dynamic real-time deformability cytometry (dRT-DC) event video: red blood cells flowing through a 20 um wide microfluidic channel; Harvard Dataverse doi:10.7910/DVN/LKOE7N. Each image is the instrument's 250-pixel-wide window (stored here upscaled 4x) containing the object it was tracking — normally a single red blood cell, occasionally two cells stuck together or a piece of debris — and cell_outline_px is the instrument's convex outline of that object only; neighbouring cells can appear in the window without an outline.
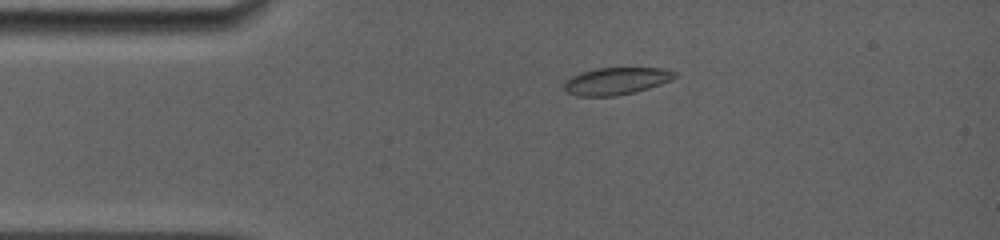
{"species": "common noctule bat (a hibernating species)", "species_latin": "Nyctalus noctula", "temperature_condition": "room temperature", "stored_images_in_passage": 24, "camera_frame_rate_fps": 5000, "um_per_image_px": 0.085, "animal": {"sex": "female", "body_mass_g": 19.0, "forearm_length_mm": 56.7}, "frame": {"image": 1, "passage_image": 16, "time_ms": 3.0, "image_size_px": [1000, 240], "cell_outline_px": [[676, 76], [672, 80], [636, 92], [616, 96], [580, 96], [568, 92], [564, 88], [564, 84], [572, 76], [580, 72], [596, 68], [664, 68], [676, 72]], "centroid_in_image_um": [52.41, 6.88], "position_along_channel_um": 32.6, "area_um2": 17.46}}